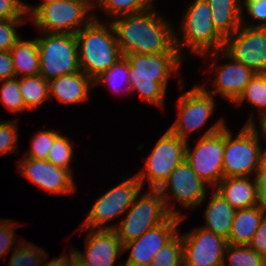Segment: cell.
<instances>
[{
  "instance_id": "42",
  "label": "cell",
  "mask_w": 266,
  "mask_h": 266,
  "mask_svg": "<svg viewBox=\"0 0 266 266\" xmlns=\"http://www.w3.org/2000/svg\"><path fill=\"white\" fill-rule=\"evenodd\" d=\"M15 71L10 51H0V81L14 78Z\"/></svg>"
},
{
  "instance_id": "1",
  "label": "cell",
  "mask_w": 266,
  "mask_h": 266,
  "mask_svg": "<svg viewBox=\"0 0 266 266\" xmlns=\"http://www.w3.org/2000/svg\"><path fill=\"white\" fill-rule=\"evenodd\" d=\"M155 9L153 5L143 12L109 20L122 56L179 52L175 46V26Z\"/></svg>"
},
{
  "instance_id": "5",
  "label": "cell",
  "mask_w": 266,
  "mask_h": 266,
  "mask_svg": "<svg viewBox=\"0 0 266 266\" xmlns=\"http://www.w3.org/2000/svg\"><path fill=\"white\" fill-rule=\"evenodd\" d=\"M258 128L253 113L235 137L227 125L224 127V178L256 176L262 148Z\"/></svg>"
},
{
  "instance_id": "4",
  "label": "cell",
  "mask_w": 266,
  "mask_h": 266,
  "mask_svg": "<svg viewBox=\"0 0 266 266\" xmlns=\"http://www.w3.org/2000/svg\"><path fill=\"white\" fill-rule=\"evenodd\" d=\"M182 18L179 28L182 37L175 30V46L183 58L184 50L206 57L208 53L224 49L225 38L212 23L207 0H193Z\"/></svg>"
},
{
  "instance_id": "20",
  "label": "cell",
  "mask_w": 266,
  "mask_h": 266,
  "mask_svg": "<svg viewBox=\"0 0 266 266\" xmlns=\"http://www.w3.org/2000/svg\"><path fill=\"white\" fill-rule=\"evenodd\" d=\"M92 88L94 81L82 71L63 75L49 81V99L56 98L64 104L85 102Z\"/></svg>"
},
{
  "instance_id": "22",
  "label": "cell",
  "mask_w": 266,
  "mask_h": 266,
  "mask_svg": "<svg viewBox=\"0 0 266 266\" xmlns=\"http://www.w3.org/2000/svg\"><path fill=\"white\" fill-rule=\"evenodd\" d=\"M210 198L204 210L205 225L201 227L227 240L236 210L214 188Z\"/></svg>"
},
{
  "instance_id": "43",
  "label": "cell",
  "mask_w": 266,
  "mask_h": 266,
  "mask_svg": "<svg viewBox=\"0 0 266 266\" xmlns=\"http://www.w3.org/2000/svg\"><path fill=\"white\" fill-rule=\"evenodd\" d=\"M259 201L261 205H266V173H257L256 176Z\"/></svg>"
},
{
  "instance_id": "7",
  "label": "cell",
  "mask_w": 266,
  "mask_h": 266,
  "mask_svg": "<svg viewBox=\"0 0 266 266\" xmlns=\"http://www.w3.org/2000/svg\"><path fill=\"white\" fill-rule=\"evenodd\" d=\"M226 125L225 119L220 118L206 129L193 149L190 148L189 141L186 144L185 160L196 175L212 189L224 178V127Z\"/></svg>"
},
{
  "instance_id": "37",
  "label": "cell",
  "mask_w": 266,
  "mask_h": 266,
  "mask_svg": "<svg viewBox=\"0 0 266 266\" xmlns=\"http://www.w3.org/2000/svg\"><path fill=\"white\" fill-rule=\"evenodd\" d=\"M245 10L253 19V23H249L248 20H246ZM256 22L258 24H256ZM241 25L249 27H266V0H242Z\"/></svg>"
},
{
  "instance_id": "29",
  "label": "cell",
  "mask_w": 266,
  "mask_h": 266,
  "mask_svg": "<svg viewBox=\"0 0 266 266\" xmlns=\"http://www.w3.org/2000/svg\"><path fill=\"white\" fill-rule=\"evenodd\" d=\"M266 266V258L249 245L227 244L222 266Z\"/></svg>"
},
{
  "instance_id": "41",
  "label": "cell",
  "mask_w": 266,
  "mask_h": 266,
  "mask_svg": "<svg viewBox=\"0 0 266 266\" xmlns=\"http://www.w3.org/2000/svg\"><path fill=\"white\" fill-rule=\"evenodd\" d=\"M249 246L266 258V213L263 215Z\"/></svg>"
},
{
  "instance_id": "11",
  "label": "cell",
  "mask_w": 266,
  "mask_h": 266,
  "mask_svg": "<svg viewBox=\"0 0 266 266\" xmlns=\"http://www.w3.org/2000/svg\"><path fill=\"white\" fill-rule=\"evenodd\" d=\"M187 142L169 129L157 140L150 154L143 158L145 166L136 173L142 188L146 183L158 189L170 173L185 160Z\"/></svg>"
},
{
  "instance_id": "19",
  "label": "cell",
  "mask_w": 266,
  "mask_h": 266,
  "mask_svg": "<svg viewBox=\"0 0 266 266\" xmlns=\"http://www.w3.org/2000/svg\"><path fill=\"white\" fill-rule=\"evenodd\" d=\"M77 231L88 232L85 238V253L70 248L86 266H114L116 259L124 254L123 244L114 229H90L80 226ZM116 266H123V263L120 262Z\"/></svg>"
},
{
  "instance_id": "17",
  "label": "cell",
  "mask_w": 266,
  "mask_h": 266,
  "mask_svg": "<svg viewBox=\"0 0 266 266\" xmlns=\"http://www.w3.org/2000/svg\"><path fill=\"white\" fill-rule=\"evenodd\" d=\"M184 220L171 215L166 221L146 231L141 237L123 245V253L130 251L123 266H148L157 252L178 233V225Z\"/></svg>"
},
{
  "instance_id": "24",
  "label": "cell",
  "mask_w": 266,
  "mask_h": 266,
  "mask_svg": "<svg viewBox=\"0 0 266 266\" xmlns=\"http://www.w3.org/2000/svg\"><path fill=\"white\" fill-rule=\"evenodd\" d=\"M265 213L266 209L261 204L236 210L227 243L249 245Z\"/></svg>"
},
{
  "instance_id": "8",
  "label": "cell",
  "mask_w": 266,
  "mask_h": 266,
  "mask_svg": "<svg viewBox=\"0 0 266 266\" xmlns=\"http://www.w3.org/2000/svg\"><path fill=\"white\" fill-rule=\"evenodd\" d=\"M141 192L142 190L124 213L126 216L118 223L110 224V229L116 231L123 245L138 239L171 216L158 189L149 188L142 195Z\"/></svg>"
},
{
  "instance_id": "33",
  "label": "cell",
  "mask_w": 266,
  "mask_h": 266,
  "mask_svg": "<svg viewBox=\"0 0 266 266\" xmlns=\"http://www.w3.org/2000/svg\"><path fill=\"white\" fill-rule=\"evenodd\" d=\"M0 100L2 104L13 114L27 111L19 87L17 77L0 81Z\"/></svg>"
},
{
  "instance_id": "23",
  "label": "cell",
  "mask_w": 266,
  "mask_h": 266,
  "mask_svg": "<svg viewBox=\"0 0 266 266\" xmlns=\"http://www.w3.org/2000/svg\"><path fill=\"white\" fill-rule=\"evenodd\" d=\"M207 2L211 10L212 23L225 39L241 26L242 0H207Z\"/></svg>"
},
{
  "instance_id": "34",
  "label": "cell",
  "mask_w": 266,
  "mask_h": 266,
  "mask_svg": "<svg viewBox=\"0 0 266 266\" xmlns=\"http://www.w3.org/2000/svg\"><path fill=\"white\" fill-rule=\"evenodd\" d=\"M69 137L60 134L55 140L52 147L49 150L47 161L55 166L73 171L71 163L73 161V146L71 145Z\"/></svg>"
},
{
  "instance_id": "15",
  "label": "cell",
  "mask_w": 266,
  "mask_h": 266,
  "mask_svg": "<svg viewBox=\"0 0 266 266\" xmlns=\"http://www.w3.org/2000/svg\"><path fill=\"white\" fill-rule=\"evenodd\" d=\"M211 55V66H209V72L214 74L216 71V77L213 82V89H207V86L201 85L209 94L214 97L218 94L224 100L233 104L238 97L243 93L246 85L250 79L254 76V72L251 68L234 61L223 50L208 53ZM220 57L229 60L227 63L217 64Z\"/></svg>"
},
{
  "instance_id": "21",
  "label": "cell",
  "mask_w": 266,
  "mask_h": 266,
  "mask_svg": "<svg viewBox=\"0 0 266 266\" xmlns=\"http://www.w3.org/2000/svg\"><path fill=\"white\" fill-rule=\"evenodd\" d=\"M235 210L260 205L256 178H223L214 188Z\"/></svg>"
},
{
  "instance_id": "35",
  "label": "cell",
  "mask_w": 266,
  "mask_h": 266,
  "mask_svg": "<svg viewBox=\"0 0 266 266\" xmlns=\"http://www.w3.org/2000/svg\"><path fill=\"white\" fill-rule=\"evenodd\" d=\"M60 134L61 133L50 129L37 131V133L33 135L30 148L24 156L34 159L46 160L49 150L54 143V140Z\"/></svg>"
},
{
  "instance_id": "47",
  "label": "cell",
  "mask_w": 266,
  "mask_h": 266,
  "mask_svg": "<svg viewBox=\"0 0 266 266\" xmlns=\"http://www.w3.org/2000/svg\"><path fill=\"white\" fill-rule=\"evenodd\" d=\"M259 123H260V128L258 129V131L261 133L262 132V135L261 137L263 138V140L266 141V114L261 118L259 119Z\"/></svg>"
},
{
  "instance_id": "38",
  "label": "cell",
  "mask_w": 266,
  "mask_h": 266,
  "mask_svg": "<svg viewBox=\"0 0 266 266\" xmlns=\"http://www.w3.org/2000/svg\"><path fill=\"white\" fill-rule=\"evenodd\" d=\"M27 19L0 20V51H10L21 37L17 26L26 24Z\"/></svg>"
},
{
  "instance_id": "13",
  "label": "cell",
  "mask_w": 266,
  "mask_h": 266,
  "mask_svg": "<svg viewBox=\"0 0 266 266\" xmlns=\"http://www.w3.org/2000/svg\"><path fill=\"white\" fill-rule=\"evenodd\" d=\"M217 100L201 85L178 97L177 118L168 128L176 136L188 142L189 137L198 129L203 128L216 110Z\"/></svg>"
},
{
  "instance_id": "32",
  "label": "cell",
  "mask_w": 266,
  "mask_h": 266,
  "mask_svg": "<svg viewBox=\"0 0 266 266\" xmlns=\"http://www.w3.org/2000/svg\"><path fill=\"white\" fill-rule=\"evenodd\" d=\"M183 244L180 232L163 246L148 266H183Z\"/></svg>"
},
{
  "instance_id": "28",
  "label": "cell",
  "mask_w": 266,
  "mask_h": 266,
  "mask_svg": "<svg viewBox=\"0 0 266 266\" xmlns=\"http://www.w3.org/2000/svg\"><path fill=\"white\" fill-rule=\"evenodd\" d=\"M124 84L126 85L125 88ZM98 85H106L113 93H130L129 81V62L126 57L119 59L108 70L103 72L94 80V87ZM123 86V87H121ZM123 88V89H122Z\"/></svg>"
},
{
  "instance_id": "12",
  "label": "cell",
  "mask_w": 266,
  "mask_h": 266,
  "mask_svg": "<svg viewBox=\"0 0 266 266\" xmlns=\"http://www.w3.org/2000/svg\"><path fill=\"white\" fill-rule=\"evenodd\" d=\"M143 190L136 174L111 188L95 200L82 228L110 229L108 224L129 209L134 203L137 194Z\"/></svg>"
},
{
  "instance_id": "26",
  "label": "cell",
  "mask_w": 266,
  "mask_h": 266,
  "mask_svg": "<svg viewBox=\"0 0 266 266\" xmlns=\"http://www.w3.org/2000/svg\"><path fill=\"white\" fill-rule=\"evenodd\" d=\"M19 79L20 92L28 110L37 108L49 100V81L40 74Z\"/></svg>"
},
{
  "instance_id": "39",
  "label": "cell",
  "mask_w": 266,
  "mask_h": 266,
  "mask_svg": "<svg viewBox=\"0 0 266 266\" xmlns=\"http://www.w3.org/2000/svg\"><path fill=\"white\" fill-rule=\"evenodd\" d=\"M16 223L10 219H0V257L7 255L20 244V241L16 242V234H14L15 228L18 227Z\"/></svg>"
},
{
  "instance_id": "14",
  "label": "cell",
  "mask_w": 266,
  "mask_h": 266,
  "mask_svg": "<svg viewBox=\"0 0 266 266\" xmlns=\"http://www.w3.org/2000/svg\"><path fill=\"white\" fill-rule=\"evenodd\" d=\"M223 51L256 73H266V27L241 25L225 39Z\"/></svg>"
},
{
  "instance_id": "46",
  "label": "cell",
  "mask_w": 266,
  "mask_h": 266,
  "mask_svg": "<svg viewBox=\"0 0 266 266\" xmlns=\"http://www.w3.org/2000/svg\"><path fill=\"white\" fill-rule=\"evenodd\" d=\"M71 249V266H86V264Z\"/></svg>"
},
{
  "instance_id": "45",
  "label": "cell",
  "mask_w": 266,
  "mask_h": 266,
  "mask_svg": "<svg viewBox=\"0 0 266 266\" xmlns=\"http://www.w3.org/2000/svg\"><path fill=\"white\" fill-rule=\"evenodd\" d=\"M73 1L83 4L91 12L95 9L97 10L98 4H99V0H73Z\"/></svg>"
},
{
  "instance_id": "9",
  "label": "cell",
  "mask_w": 266,
  "mask_h": 266,
  "mask_svg": "<svg viewBox=\"0 0 266 266\" xmlns=\"http://www.w3.org/2000/svg\"><path fill=\"white\" fill-rule=\"evenodd\" d=\"M208 187L210 188L184 160L176 166L158 190L162 194L168 212L182 218L186 216L176 209L175 204H171L172 199L181 208L195 210L197 207H201L206 200Z\"/></svg>"
},
{
  "instance_id": "40",
  "label": "cell",
  "mask_w": 266,
  "mask_h": 266,
  "mask_svg": "<svg viewBox=\"0 0 266 266\" xmlns=\"http://www.w3.org/2000/svg\"><path fill=\"white\" fill-rule=\"evenodd\" d=\"M25 4L22 0H0V20L28 18Z\"/></svg>"
},
{
  "instance_id": "44",
  "label": "cell",
  "mask_w": 266,
  "mask_h": 266,
  "mask_svg": "<svg viewBox=\"0 0 266 266\" xmlns=\"http://www.w3.org/2000/svg\"><path fill=\"white\" fill-rule=\"evenodd\" d=\"M257 173H266V147L264 150L261 148Z\"/></svg>"
},
{
  "instance_id": "31",
  "label": "cell",
  "mask_w": 266,
  "mask_h": 266,
  "mask_svg": "<svg viewBox=\"0 0 266 266\" xmlns=\"http://www.w3.org/2000/svg\"><path fill=\"white\" fill-rule=\"evenodd\" d=\"M153 5L154 0H99L97 9H101L112 20L118 16L143 12Z\"/></svg>"
},
{
  "instance_id": "10",
  "label": "cell",
  "mask_w": 266,
  "mask_h": 266,
  "mask_svg": "<svg viewBox=\"0 0 266 266\" xmlns=\"http://www.w3.org/2000/svg\"><path fill=\"white\" fill-rule=\"evenodd\" d=\"M42 33L36 37L40 75L47 81L80 71L75 34Z\"/></svg>"
},
{
  "instance_id": "18",
  "label": "cell",
  "mask_w": 266,
  "mask_h": 266,
  "mask_svg": "<svg viewBox=\"0 0 266 266\" xmlns=\"http://www.w3.org/2000/svg\"><path fill=\"white\" fill-rule=\"evenodd\" d=\"M18 173L51 194H71L77 189L74 173L47 160L23 157L18 161Z\"/></svg>"
},
{
  "instance_id": "48",
  "label": "cell",
  "mask_w": 266,
  "mask_h": 266,
  "mask_svg": "<svg viewBox=\"0 0 266 266\" xmlns=\"http://www.w3.org/2000/svg\"><path fill=\"white\" fill-rule=\"evenodd\" d=\"M51 1H55V0H43L40 4L47 3V2H51Z\"/></svg>"
},
{
  "instance_id": "27",
  "label": "cell",
  "mask_w": 266,
  "mask_h": 266,
  "mask_svg": "<svg viewBox=\"0 0 266 266\" xmlns=\"http://www.w3.org/2000/svg\"><path fill=\"white\" fill-rule=\"evenodd\" d=\"M245 101L258 109V119L266 114V73H255L233 105L240 106Z\"/></svg>"
},
{
  "instance_id": "6",
  "label": "cell",
  "mask_w": 266,
  "mask_h": 266,
  "mask_svg": "<svg viewBox=\"0 0 266 266\" xmlns=\"http://www.w3.org/2000/svg\"><path fill=\"white\" fill-rule=\"evenodd\" d=\"M25 7L28 18L43 33L76 34L94 19L95 13L73 0L38 3L35 7L27 3Z\"/></svg>"
},
{
  "instance_id": "3",
  "label": "cell",
  "mask_w": 266,
  "mask_h": 266,
  "mask_svg": "<svg viewBox=\"0 0 266 266\" xmlns=\"http://www.w3.org/2000/svg\"><path fill=\"white\" fill-rule=\"evenodd\" d=\"M97 17L75 34L80 71L93 81L123 57L112 24Z\"/></svg>"
},
{
  "instance_id": "36",
  "label": "cell",
  "mask_w": 266,
  "mask_h": 266,
  "mask_svg": "<svg viewBox=\"0 0 266 266\" xmlns=\"http://www.w3.org/2000/svg\"><path fill=\"white\" fill-rule=\"evenodd\" d=\"M18 125L16 119L0 121V156L18 151Z\"/></svg>"
},
{
  "instance_id": "30",
  "label": "cell",
  "mask_w": 266,
  "mask_h": 266,
  "mask_svg": "<svg viewBox=\"0 0 266 266\" xmlns=\"http://www.w3.org/2000/svg\"><path fill=\"white\" fill-rule=\"evenodd\" d=\"M22 240L13 250L8 266H44L48 253L40 246Z\"/></svg>"
},
{
  "instance_id": "25",
  "label": "cell",
  "mask_w": 266,
  "mask_h": 266,
  "mask_svg": "<svg viewBox=\"0 0 266 266\" xmlns=\"http://www.w3.org/2000/svg\"><path fill=\"white\" fill-rule=\"evenodd\" d=\"M15 77H29L40 74V57L37 38L23 40L21 37L10 50Z\"/></svg>"
},
{
  "instance_id": "2",
  "label": "cell",
  "mask_w": 266,
  "mask_h": 266,
  "mask_svg": "<svg viewBox=\"0 0 266 266\" xmlns=\"http://www.w3.org/2000/svg\"><path fill=\"white\" fill-rule=\"evenodd\" d=\"M129 62L130 94L137 91L141 98L164 108L170 77L181 75L183 57L179 52L126 55ZM180 73V74H179Z\"/></svg>"
},
{
  "instance_id": "16",
  "label": "cell",
  "mask_w": 266,
  "mask_h": 266,
  "mask_svg": "<svg viewBox=\"0 0 266 266\" xmlns=\"http://www.w3.org/2000/svg\"><path fill=\"white\" fill-rule=\"evenodd\" d=\"M183 266H222L227 240L202 227L181 234Z\"/></svg>"
}]
</instances>
